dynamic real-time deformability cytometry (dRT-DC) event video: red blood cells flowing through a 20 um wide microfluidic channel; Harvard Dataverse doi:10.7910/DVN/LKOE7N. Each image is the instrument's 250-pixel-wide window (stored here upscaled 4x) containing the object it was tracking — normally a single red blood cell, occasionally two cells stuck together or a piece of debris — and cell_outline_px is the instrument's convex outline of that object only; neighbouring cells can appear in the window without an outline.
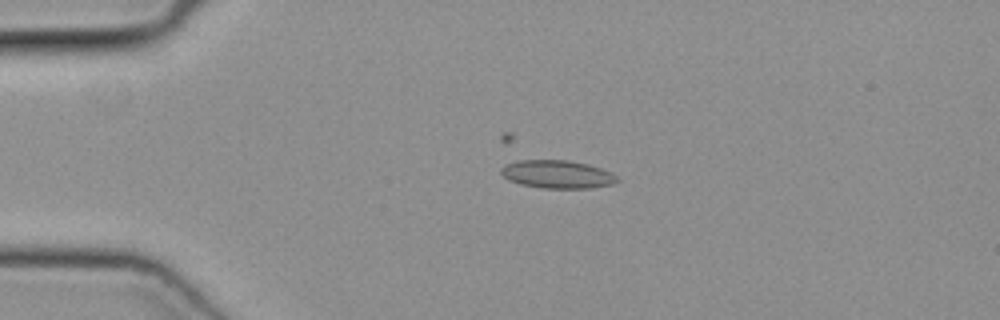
{"species": "common noctule bat (a hibernating species)", "species_latin": "Nyctalus noctula", "temperature_condition": "cold", "stored_images_in_passage": 45, "camera_frame_rate_fps": 3000, "um_per_image_px": 0.085, "animal": {"sex": "female", "body_mass_g": 19.3, "forearm_length_mm": 54.1}, "frame": {"image": 1, "passage_image": 7, "time_ms": 2.0, "image_size_px": [1000, 320], "cell_outline_px": [[620, 180], [612, 184], [588, 188], [544, 188], [520, 184], [508, 180], [500, 172], [500, 168], [504, 164], [516, 160], [568, 160], [588, 164], [612, 172]], "centroid_in_image_um": [47.34, 14.8], "position_along_channel_um": 37.7, "area_um2": 19.07}}
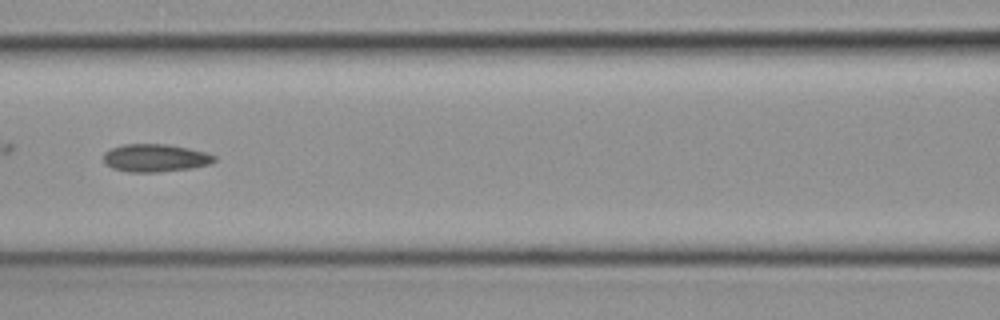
{"frame": {"image": 2, "passage_image": 18, "time_ms": 5.667, "image_size_px": [1000, 320], "cell_outline_px": [[216, 160], [208, 164], [192, 168], [160, 172], [128, 172], [112, 168], [104, 164], [104, 152], [112, 148], [124, 144], [168, 144], [188, 148], [204, 152], [216, 156]], "centroid_in_image_um": [13.17, 13.43], "position_along_channel_um": 153.4, "area_um2": 17.98}}
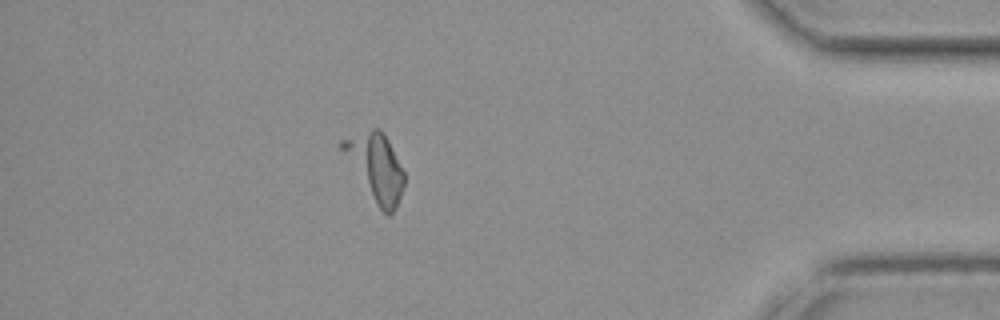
{"frame": {"image": 3, "passage_image": 39, "time_ms": 12.667, "image_size_px": [1000, 320], "cell_outline_px": [[404, 184], [400, 196], [392, 212], [388, 216], [380, 208], [340, 148], [340, 140], [372, 128], [380, 128], [388, 140], [404, 172]], "centroid_in_image_um": [31.95, 14.14], "position_along_channel_um": 403.3, "area_um2": 23.0}}